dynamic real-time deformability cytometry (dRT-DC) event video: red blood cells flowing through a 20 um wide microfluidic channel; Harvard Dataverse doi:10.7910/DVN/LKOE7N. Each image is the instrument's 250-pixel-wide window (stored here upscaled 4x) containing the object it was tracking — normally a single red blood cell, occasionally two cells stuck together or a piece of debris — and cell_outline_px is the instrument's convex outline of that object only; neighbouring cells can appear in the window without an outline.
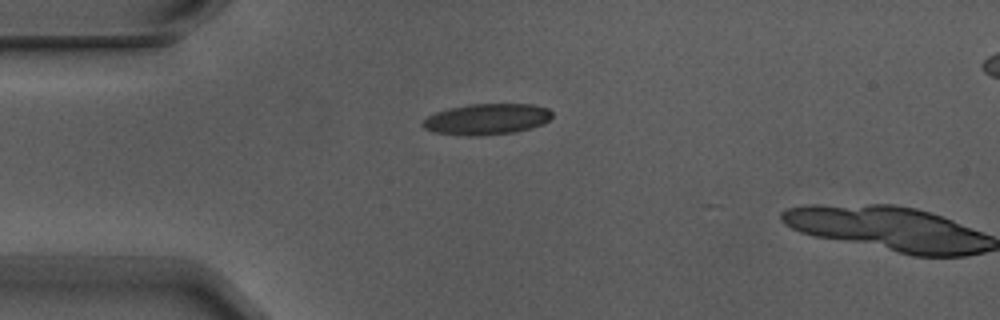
{"species": "Egyptian fruit bat (a non-hibernating species)", "species_latin": "Rousettus aegyptiacus", "temperature_condition": "warm", "stored_images_in_passage": 2, "camera_frame_rate_fps": 3000, "um_per_image_px": 0.085, "animal": {"sex": "male"}, "frame": {"image": 1, "passage_image": 1, "time_ms": 0.0, "image_size_px": [1000, 320], "cell_outline_px": [[552, 116], [544, 124], [532, 128], [516, 132], [480, 136], [464, 136], [432, 132], [424, 128], [420, 124], [428, 116], [436, 112], [468, 104], [532, 104], [548, 108], [552, 112]], "centroid_in_image_um": [41.38, 10.14], "position_along_channel_um": 43.6, "area_um2": 23.58}}